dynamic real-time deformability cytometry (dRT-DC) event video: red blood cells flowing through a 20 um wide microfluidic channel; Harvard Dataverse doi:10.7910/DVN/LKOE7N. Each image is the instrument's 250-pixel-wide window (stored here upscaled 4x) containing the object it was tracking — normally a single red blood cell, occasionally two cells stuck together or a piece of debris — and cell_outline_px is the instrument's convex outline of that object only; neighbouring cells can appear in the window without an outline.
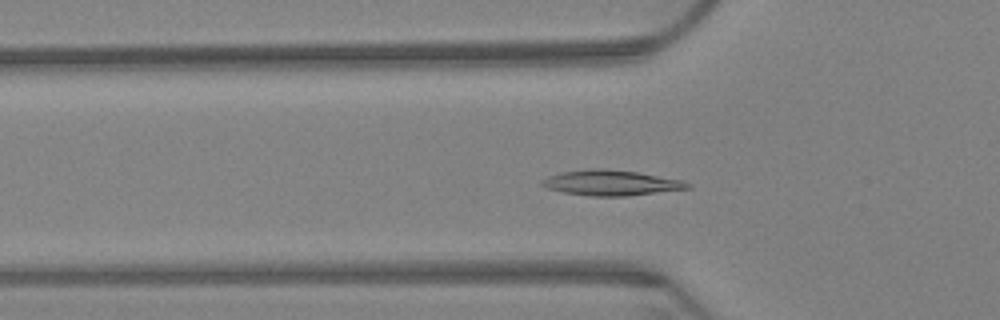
{"species": "Egyptian fruit bat (a non-hibernating species)", "species_latin": "Rousettus aegyptiacus", "temperature_condition": "warm", "stored_images_in_passage": 63, "camera_frame_rate_fps": 3000, "um_per_image_px": 0.085, "animal": {"sex": "female"}, "frame": {"image": 1, "passage_image": 20, "time_ms": 6.333, "image_size_px": [1000, 320], "cell_outline_px": [[692, 188], [624, 196], [592, 196], [564, 192], [548, 188], [540, 184], [540, 180], [548, 176], [564, 172], [592, 168], [604, 168], [636, 172], [684, 180], [692, 184]], "centroid_in_image_um": [51.97, 15.53], "position_along_channel_um": 73.8, "area_um2": 21.39}}
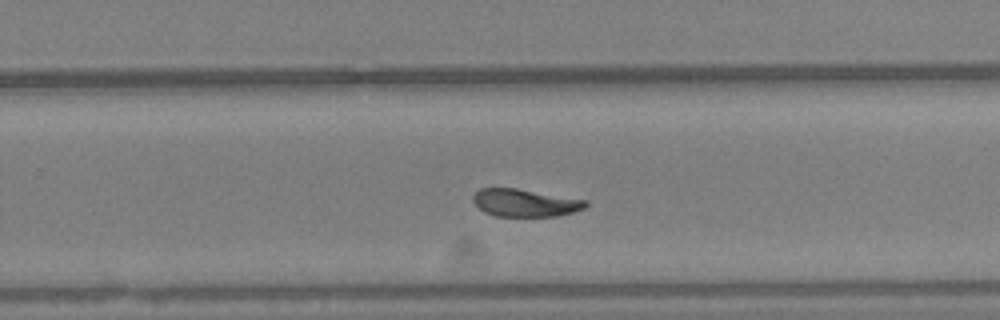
{"frame": {"image": 2, "passage_image": 40, "time_ms": 13.0, "image_size_px": [1000, 320], "cell_outline_px": [[588, 204], [584, 208], [572, 212], [556, 216], [496, 216], [484, 212], [472, 200], [472, 196], [480, 188], [516, 188], [588, 200]], "centroid_in_image_um": [44.63, 17.23], "position_along_channel_um": 285.2, "area_um2": 18.03}}
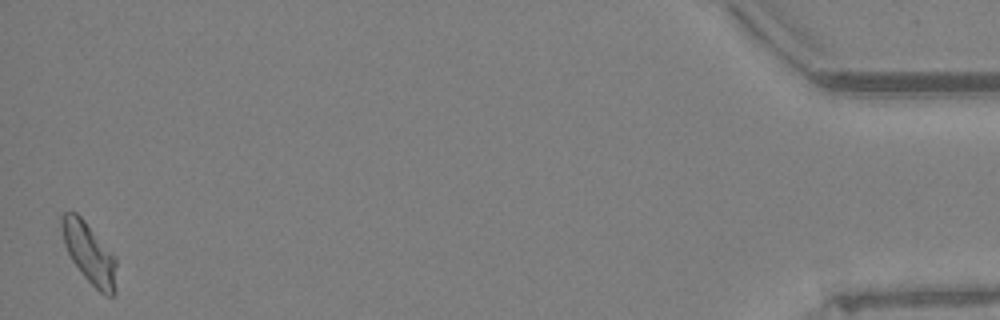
{"frame": {"image": 3, "passage_image": 62, "time_ms": 20.333, "image_size_px": [1000, 320], "cell_outline_px": [[116, 292], [112, 296], [104, 296], [84, 276], [72, 260], [64, 244], [60, 224], [60, 216], [64, 212], [76, 212], [84, 220], [116, 260]], "centroid_in_image_um": [7.57, 21.53], "position_along_channel_um": 427.6, "area_um2": 18.96}, "authors_computed_cell_mechanics": {"area_um2": 19.2474, "velocity_mm_per_s": 3.1807, "shape_relaxation_time_tau1_ms": 5.5777, "shape_relaxation_time_tau2_ms": 3.9709, "deformation_change_tau1": 0.15, "deformation_change_tau2": 0.079}}